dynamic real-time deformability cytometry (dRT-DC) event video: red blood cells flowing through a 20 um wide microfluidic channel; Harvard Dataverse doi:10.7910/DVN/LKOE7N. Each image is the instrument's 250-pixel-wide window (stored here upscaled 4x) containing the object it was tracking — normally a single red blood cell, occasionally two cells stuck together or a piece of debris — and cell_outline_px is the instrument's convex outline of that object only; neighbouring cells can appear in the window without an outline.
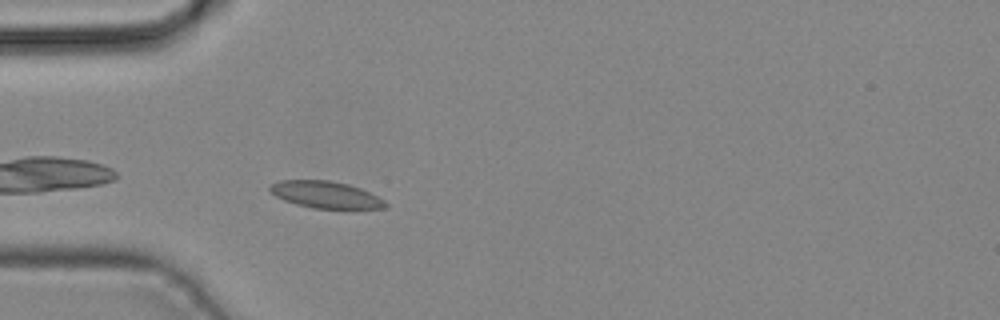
{"species": "common noctule bat (a hibernating species)", "species_latin": "Nyctalus noctula", "temperature_condition": "cold", "stored_images_in_passage": 33, "camera_frame_rate_fps": 3000, "um_per_image_px": 0.085, "animal": {"sex": "male", "body_mass_g": 19.2, "forearm_length_mm": 51.8}, "frame": {"image": 1, "passage_image": 2, "time_ms": 0.333, "image_size_px": [1000, 320], "cell_outline_px": [[388, 204], [384, 208], [312, 208], [296, 204], [284, 200], [276, 196], [268, 188], [272, 184], [280, 180], [328, 180], [348, 184], [360, 188], [384, 200]], "centroid_in_image_um": [27.66, 16.54], "position_along_channel_um": 57.3, "area_um2": 17.8}}
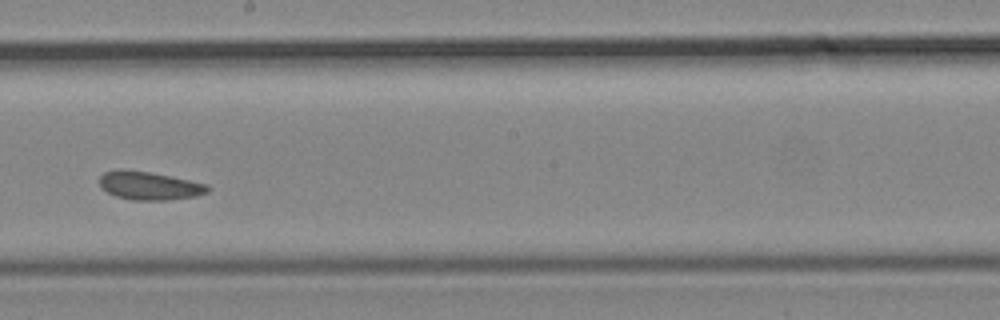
{"frame": {"image": 2, "passage_image": 14, "time_ms": 4.333, "image_size_px": [1000, 320], "cell_outline_px": [[208, 192], [196, 196], [168, 200], [132, 200], [116, 196], [100, 188], [100, 176], [104, 172], [120, 168], [124, 168], [172, 176], [208, 184]], "centroid_in_image_um": [12.67, 15.77], "position_along_channel_um": 235.5, "area_um2": 17.98}}
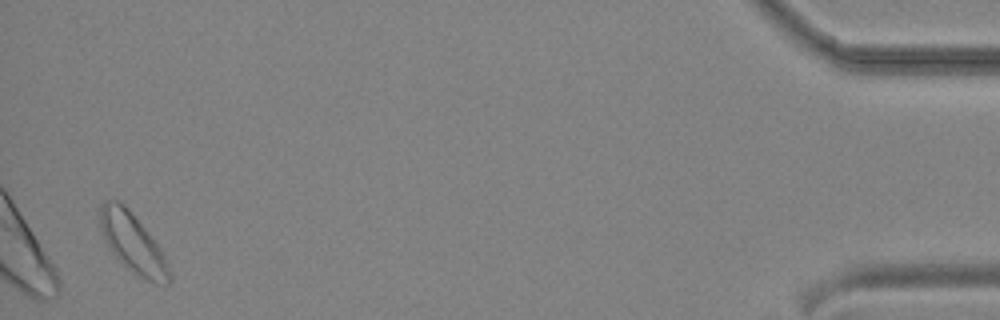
{"frame": {"image": 3, "passage_image": 32, "time_ms": 10.333, "image_size_px": [1000, 320], "cell_outline_px": [[172, 280], [168, 284], [156, 284], [144, 280], [132, 272], [112, 252], [104, 240], [100, 228], [100, 204], [104, 200], [116, 200], [124, 204], [128, 208], [156, 240], [168, 264], [172, 276]], "centroid_in_image_um": [11.31, 20.67], "position_along_channel_um": 423.9, "area_um2": 24.22}}